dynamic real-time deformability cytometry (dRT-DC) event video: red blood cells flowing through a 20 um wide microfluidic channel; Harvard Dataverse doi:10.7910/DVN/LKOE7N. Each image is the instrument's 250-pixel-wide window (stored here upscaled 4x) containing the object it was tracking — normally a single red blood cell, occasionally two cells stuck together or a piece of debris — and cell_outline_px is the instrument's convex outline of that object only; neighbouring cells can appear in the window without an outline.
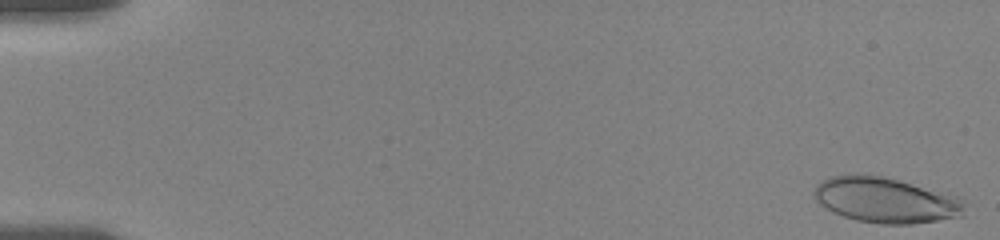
{"species": "human", "species_latin": "Homo sapiens", "temperature_condition": "room temperature", "stored_images_in_passage": 17, "camera_frame_rate_fps": 3000, "um_per_image_px": 0.085, "donor": {"sex": "female"}, "frame": {"image": 1, "passage_image": 1, "time_ms": 0.0, "image_size_px": [1000, 240], "cell_outline_px": [[964, 216], [912, 224], [880, 224], [856, 220], [832, 212], [820, 204], [812, 196], [812, 192], [816, 184], [832, 176], [852, 172], [856, 172], [884, 176], [956, 196], [960, 204]], "centroid_in_image_um": [75.16, 16.99], "position_along_channel_um": 9.8, "area_um2": 39.82}}
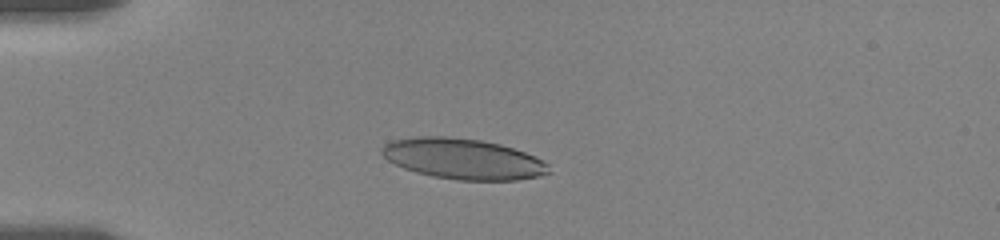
{"frame": {"image": 2, "passage_image": 14, "time_ms": 4.667, "image_size_px": [1000, 240], "cell_outline_px": [[552, 172], [540, 176], [516, 180], [456, 180], [432, 176], [416, 172], [404, 168], [388, 160], [380, 152], [380, 148], [384, 144], [392, 140], [416, 136], [444, 136], [480, 140], [500, 144], [524, 152], [544, 160], [548, 164]], "centroid_in_image_um": [39.36, 13.5], "position_along_channel_um": 45.6, "area_um2": 39.65}}